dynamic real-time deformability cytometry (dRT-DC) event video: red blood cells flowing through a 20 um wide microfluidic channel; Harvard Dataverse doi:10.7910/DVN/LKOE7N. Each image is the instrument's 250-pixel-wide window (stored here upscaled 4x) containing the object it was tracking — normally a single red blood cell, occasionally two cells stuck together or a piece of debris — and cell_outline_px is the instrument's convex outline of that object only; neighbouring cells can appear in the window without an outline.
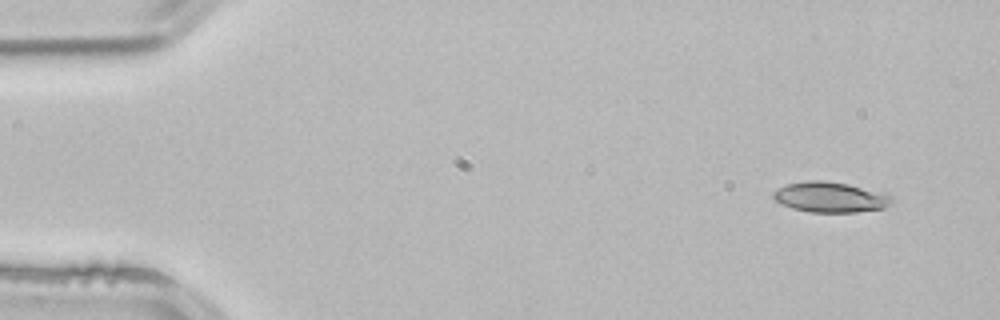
{"species": "common noctule bat (a hibernating species)", "species_latin": "Nyctalus noctula", "temperature_condition": "room temperature", "stored_images_in_passage": 3, "camera_frame_rate_fps": 3000, "um_per_image_px": 0.085, "animal": {"sex": "male", "body_mass_g": 21.5, "forearm_length_mm": 52.0}, "frame": {"image": 1, "passage_image": 1, "time_ms": 0.0, "image_size_px": [1000, 320], "cell_outline_px": [[892, 200], [884, 208], [856, 212], [808, 212], [792, 208], [776, 200], [772, 196], [772, 192], [788, 184], [808, 180], [820, 180], [848, 184], [892, 196]], "centroid_in_image_um": [70.54, 16.76], "position_along_channel_um": 14.5, "area_um2": 20.52}}
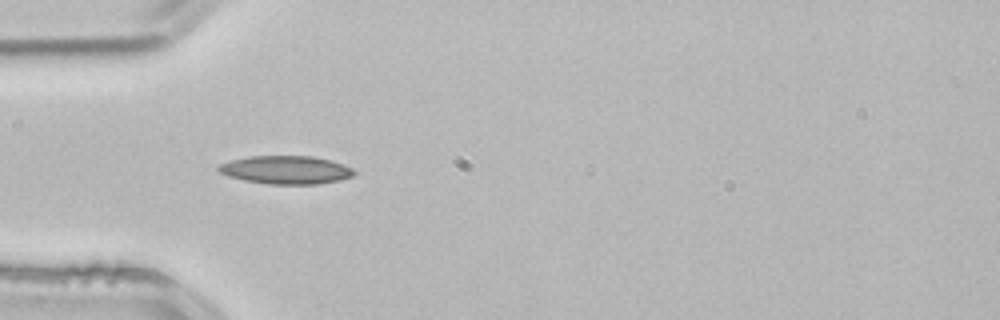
{"frame": {"image": 2, "passage_image": 3, "time_ms": 0.667, "image_size_px": [1000, 320], "cell_outline_px": [[356, 172], [352, 176], [340, 180], [316, 184], [268, 184], [244, 180], [228, 176], [216, 172], [216, 168], [220, 164], [232, 160], [252, 156], [312, 156], [328, 160], [352, 168]], "centroid_in_image_um": [24.26, 14.45], "position_along_channel_um": 60.7, "area_um2": 22.14}}